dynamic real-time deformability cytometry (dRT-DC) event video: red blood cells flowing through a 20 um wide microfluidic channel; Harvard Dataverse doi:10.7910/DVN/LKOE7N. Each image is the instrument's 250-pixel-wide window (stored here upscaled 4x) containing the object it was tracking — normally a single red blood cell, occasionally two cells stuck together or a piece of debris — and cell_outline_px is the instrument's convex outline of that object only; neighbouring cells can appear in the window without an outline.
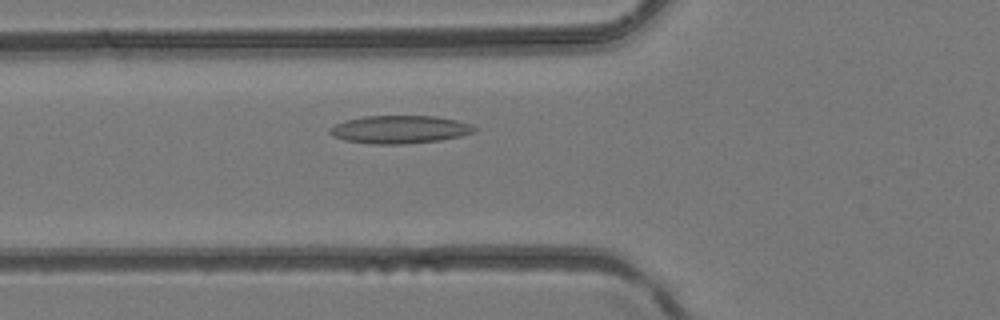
{"species": "common noctule bat (a hibernating species)", "species_latin": "Nyctalus noctula", "temperature_condition": "room temperature", "stored_images_in_passage": 34, "camera_frame_rate_fps": 3000, "um_per_image_px": 0.085, "animal": {"sex": "female", "body_mass_g": 24.6, "forearm_length_mm": 56.2}, "frame": {"image": 1, "passage_image": 8, "time_ms": 2.333, "image_size_px": [1000, 320], "cell_outline_px": [[476, 132], [460, 136], [440, 140], [404, 144], [368, 144], [344, 140], [332, 136], [328, 132], [328, 128], [344, 120], [364, 116], [436, 116], [456, 120], [472, 124], [476, 128]], "centroid_in_image_um": [33.95, 11.0], "position_along_channel_um": 91.9, "area_um2": 23.76}}
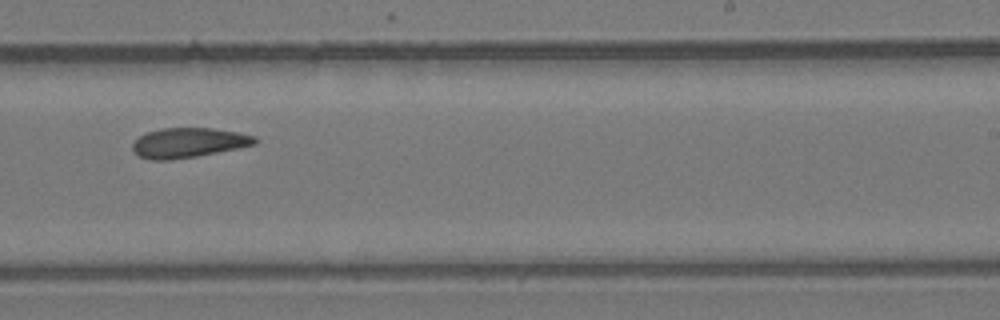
{"frame": {"image": 2, "passage_image": 19, "time_ms": 6.0, "image_size_px": [1000, 320], "cell_outline_px": [[260, 140], [256, 144], [196, 156], [168, 160], [152, 160], [140, 156], [132, 152], [132, 144], [140, 136], [148, 132], [164, 128], [212, 128], [236, 132], [256, 136]], "centroid_in_image_um": [16.02, 12.13], "position_along_channel_um": 273.0, "area_um2": 21.04}}
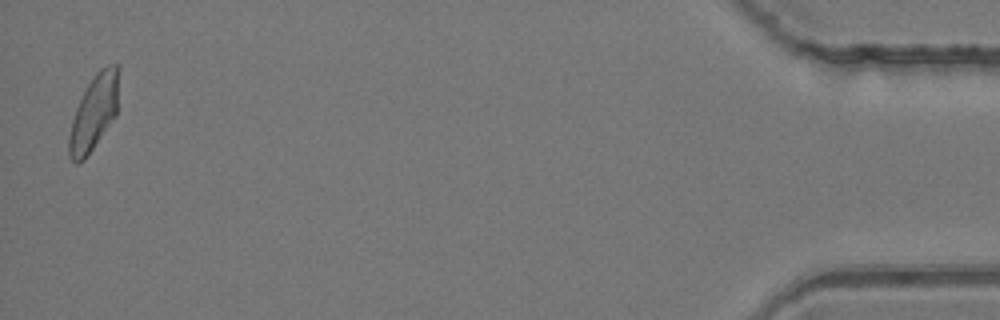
{"frame": {"image": 3, "passage_image": 34, "time_ms": 11.0, "image_size_px": [1000, 320], "cell_outline_px": [[120, 68], [116, 116], [84, 160], [76, 164], [68, 156], [68, 136], [72, 120], [76, 108], [92, 76], [100, 68], [108, 64], [120, 64]], "centroid_in_image_um": [8.0, 9.54], "position_along_channel_um": 427.2, "area_um2": 22.02}}